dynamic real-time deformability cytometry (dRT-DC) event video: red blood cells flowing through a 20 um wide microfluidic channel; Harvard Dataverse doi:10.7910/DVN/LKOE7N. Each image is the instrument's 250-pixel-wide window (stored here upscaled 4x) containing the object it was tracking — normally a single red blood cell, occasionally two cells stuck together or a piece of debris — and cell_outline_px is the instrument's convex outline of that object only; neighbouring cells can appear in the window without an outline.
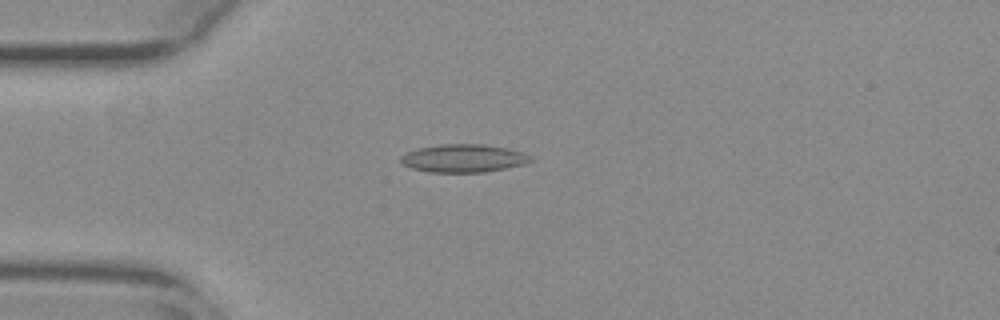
{"species": "common noctule bat (a hibernating species)", "species_latin": "Nyctalus noctula", "temperature_condition": "warm", "stored_images_in_passage": 33, "camera_frame_rate_fps": 3000, "um_per_image_px": 0.085, "animal": {"sex": "female", "body_mass_g": 29.2, "forearm_length_mm": 56.3}, "frame": {"image": 1, "passage_image": 5, "time_ms": 1.333, "image_size_px": [1000, 320], "cell_outline_px": [[532, 160], [524, 164], [484, 172], [428, 172], [412, 168], [404, 164], [400, 160], [400, 156], [416, 148], [440, 144], [484, 144], [508, 148], [520, 152], [528, 156]], "centroid_in_image_um": [39.35, 13.45], "position_along_channel_um": 45.7, "area_um2": 20.98}}
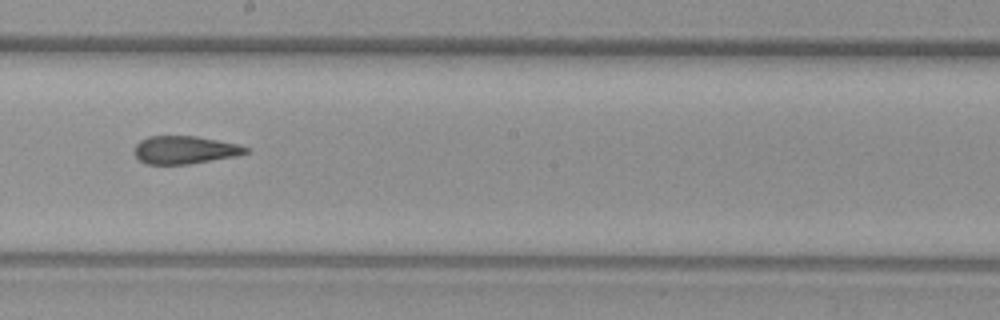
{"frame": {"image": 2, "passage_image": 21, "time_ms": 6.667, "image_size_px": [1000, 320], "cell_outline_px": [[248, 152], [236, 156], [188, 164], [144, 164], [132, 152], [132, 148], [140, 140], [148, 136], [196, 136], [240, 144], [248, 148]], "centroid_in_image_um": [15.66, 12.74], "position_along_channel_um": 232.5, "area_um2": 18.26}}
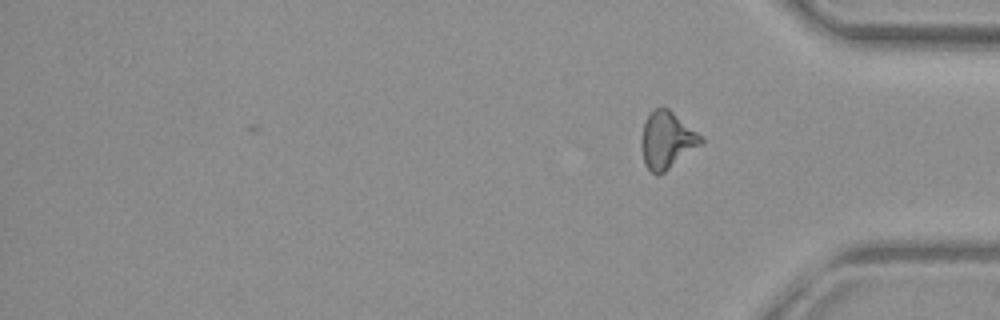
{"frame": {"image": 3, "passage_image": 33, "time_ms": 10.667, "image_size_px": [1000, 320], "cell_outline_px": [[704, 144], [660, 176], [656, 176], [644, 164], [640, 144], [640, 140], [644, 124], [648, 116], [656, 108], [668, 108], [704, 136]], "centroid_in_image_um": [56.73, 11.96], "position_along_channel_um": 378.5, "area_um2": 20.29}, "authors_computed_cell_mechanics": {"area_um2": 19.074, "velocity_mm_per_s": 3.8439, "shape_relaxation_time_tau1_ms": null, "shape_relaxation_time_tau2_ms": 2.3593, "deformation_change_tau1": null, "deformation_change_tau2": 0.1186}}